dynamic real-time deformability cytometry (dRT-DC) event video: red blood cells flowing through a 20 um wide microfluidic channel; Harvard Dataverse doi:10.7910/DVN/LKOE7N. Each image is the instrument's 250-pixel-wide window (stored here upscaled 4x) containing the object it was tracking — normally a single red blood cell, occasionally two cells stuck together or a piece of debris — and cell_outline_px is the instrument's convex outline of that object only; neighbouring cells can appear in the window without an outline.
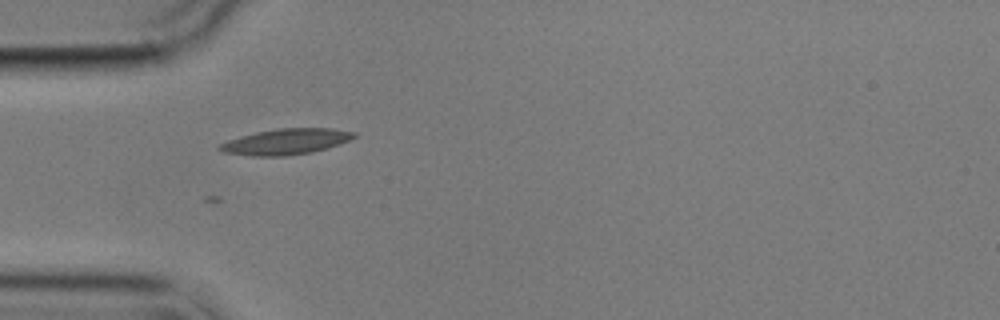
{"species": "common noctule bat (a hibernating species)", "species_latin": "Nyctalus noctula", "temperature_condition": "cold", "stored_images_in_passage": 4, "camera_frame_rate_fps": 3000, "um_per_image_px": 0.085, "animal": {"sex": "male", "body_mass_g": 17.9}, "frame": {"image": 1, "passage_image": 2, "time_ms": 1.0, "image_size_px": [1000, 320], "cell_outline_px": [[356, 136], [340, 144], [312, 152], [284, 156], [252, 156], [224, 152], [216, 148], [216, 144], [240, 136], [256, 132], [280, 128], [332, 128], [356, 132]], "centroid_in_image_um": [24.27, 12.04], "position_along_channel_um": 60.7, "area_um2": 20.23}}
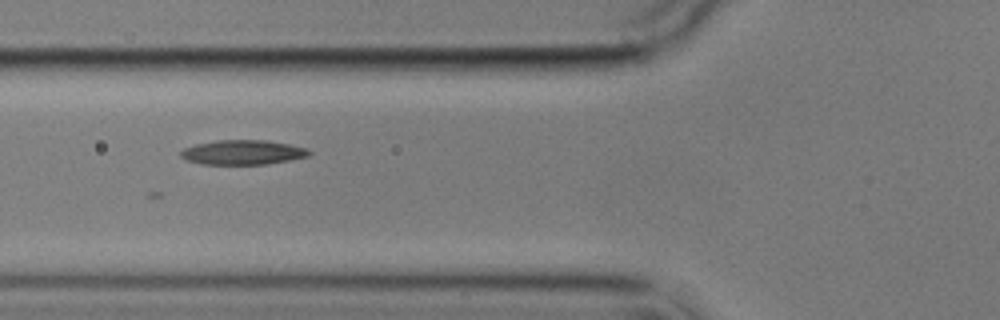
{"frame": {"image": 2, "passage_image": 3, "time_ms": 2.333, "image_size_px": [1000, 320], "cell_outline_px": [[312, 152], [308, 156], [268, 164], [204, 164], [188, 160], [180, 156], [180, 152], [184, 148], [196, 144], [216, 140], [264, 140], [288, 144], [308, 148]], "centroid_in_image_um": [20.65, 12.94], "position_along_channel_um": 105.2, "area_um2": 18.26}}
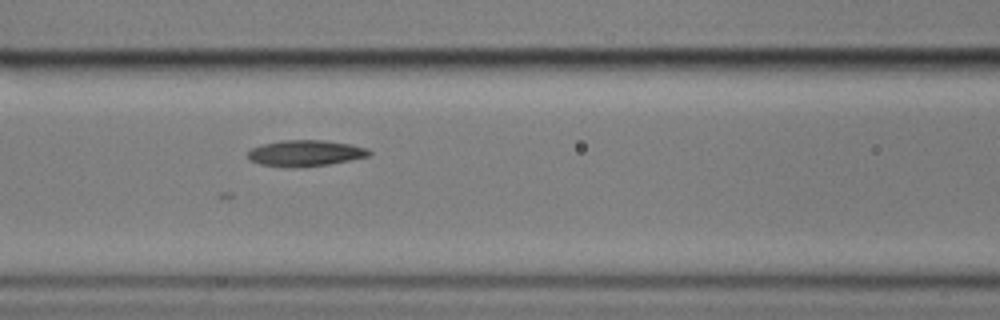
{"frame": {"image": 3, "passage_image": 4, "time_ms": 3.333, "image_size_px": [1000, 320], "cell_outline_px": [[372, 152], [368, 156], [328, 164], [260, 164], [248, 160], [248, 152], [252, 148], [264, 144], [284, 140], [324, 140], [352, 144], [368, 148]], "centroid_in_image_um": [26.01, 12.96], "position_along_channel_um": 140.6, "area_um2": 17.4}}